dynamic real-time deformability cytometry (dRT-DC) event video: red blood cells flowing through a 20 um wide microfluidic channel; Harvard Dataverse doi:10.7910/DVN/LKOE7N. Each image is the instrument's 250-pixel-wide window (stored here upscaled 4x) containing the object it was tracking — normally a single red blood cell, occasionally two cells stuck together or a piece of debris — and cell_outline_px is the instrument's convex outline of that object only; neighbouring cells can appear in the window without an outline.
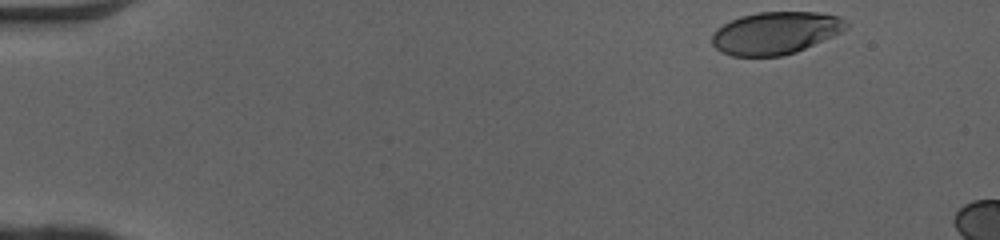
{"species": "human", "species_latin": "Homo sapiens", "temperature_condition": "cold", "stored_images_in_passage": 11, "camera_frame_rate_fps": 3000, "um_per_image_px": 0.085, "donor": {"sex": "female"}, "frame": {"image": 1, "passage_image": 1, "time_ms": 0.0, "image_size_px": [1000, 240], "cell_outline_px": [[848, 28], [832, 36], [796, 52], [780, 56], [732, 56], [720, 52], [712, 44], [712, 36], [716, 28], [740, 16], [756, 12], [816, 12], [840, 16], [848, 24]], "centroid_in_image_um": [65.9, 2.8], "position_along_channel_um": 19.1, "area_um2": 33.12}}